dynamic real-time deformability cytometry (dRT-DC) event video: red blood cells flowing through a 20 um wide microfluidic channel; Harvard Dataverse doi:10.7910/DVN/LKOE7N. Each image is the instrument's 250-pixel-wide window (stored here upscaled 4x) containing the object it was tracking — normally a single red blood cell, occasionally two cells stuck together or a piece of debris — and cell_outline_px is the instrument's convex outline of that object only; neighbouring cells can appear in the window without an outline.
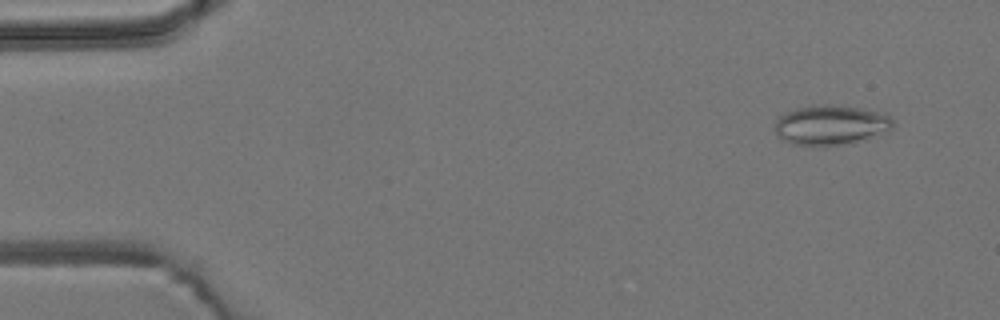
{"species": "common noctule bat (a hibernating species)", "species_latin": "Nyctalus noctula", "temperature_condition": "room temperature", "stored_images_in_passage": 53, "camera_frame_rate_fps": 3000, "um_per_image_px": 0.085, "animal": {"sex": "male", "body_mass_g": 19.2, "forearm_length_mm": 51.8}, "frame": {"image": 1, "passage_image": 4, "time_ms": 1.0, "image_size_px": [1000, 320], "cell_outline_px": [[892, 128], [852, 144], [792, 144], [776, 136], [776, 120], [780, 116], [796, 108], [824, 104], [832, 104], [884, 112], [892, 120]], "centroid_in_image_um": [70.61, 10.61], "position_along_channel_um": 14.4, "area_um2": 26.82}}
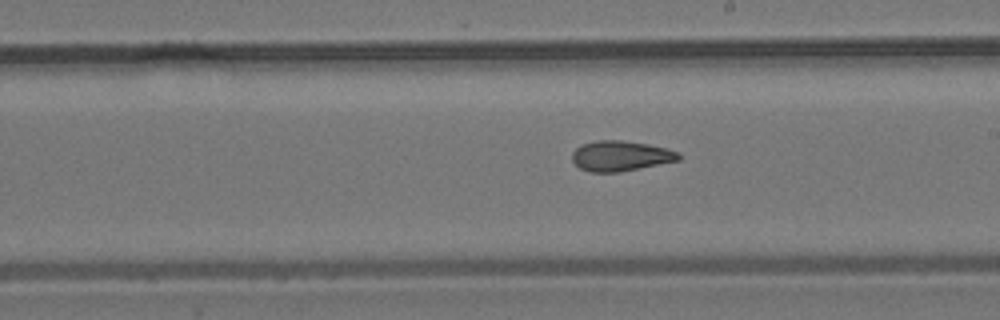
{"frame": {"image": 2, "passage_image": 30, "time_ms": 9.667, "image_size_px": [1000, 320], "cell_outline_px": [[680, 160], [620, 172], [588, 172], [580, 168], [572, 160], [572, 152], [580, 144], [600, 140], [620, 140], [648, 144], [668, 148], [680, 152]], "centroid_in_image_um": [52.76, 13.25], "position_along_channel_um": 236.2, "area_um2": 18.9}}
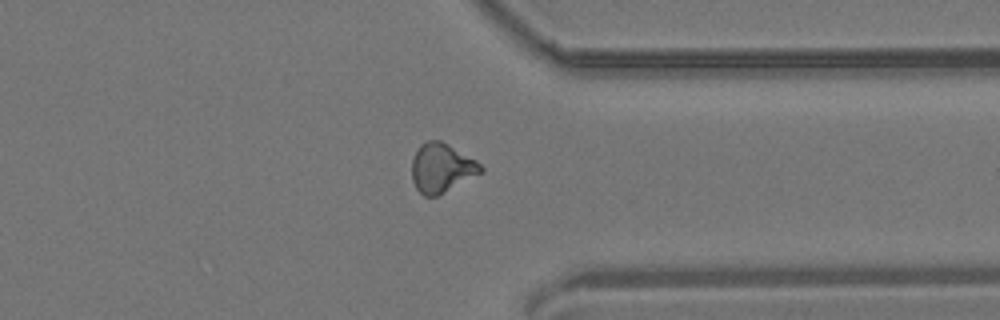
{"frame": {"image": 3, "passage_image": 41, "time_ms": 13.333, "image_size_px": [1000, 320], "cell_outline_px": [[484, 172], [436, 196], [424, 196], [416, 188], [412, 180], [412, 160], [420, 144], [428, 140], [440, 140], [448, 144], [476, 160], [484, 168]], "centroid_in_image_um": [37.54, 14.27], "position_along_channel_um": 373.9, "area_um2": 19.65}, "authors_computed_cell_mechanics": {"area_um2": 19.1896, "velocity_mm_per_s": 3.864, "shape_relaxation_time_tau1_ms": null, "shape_relaxation_time_tau2_ms": 4.1755, "deformation_change_tau1": null, "deformation_change_tau2": 0.1143}}